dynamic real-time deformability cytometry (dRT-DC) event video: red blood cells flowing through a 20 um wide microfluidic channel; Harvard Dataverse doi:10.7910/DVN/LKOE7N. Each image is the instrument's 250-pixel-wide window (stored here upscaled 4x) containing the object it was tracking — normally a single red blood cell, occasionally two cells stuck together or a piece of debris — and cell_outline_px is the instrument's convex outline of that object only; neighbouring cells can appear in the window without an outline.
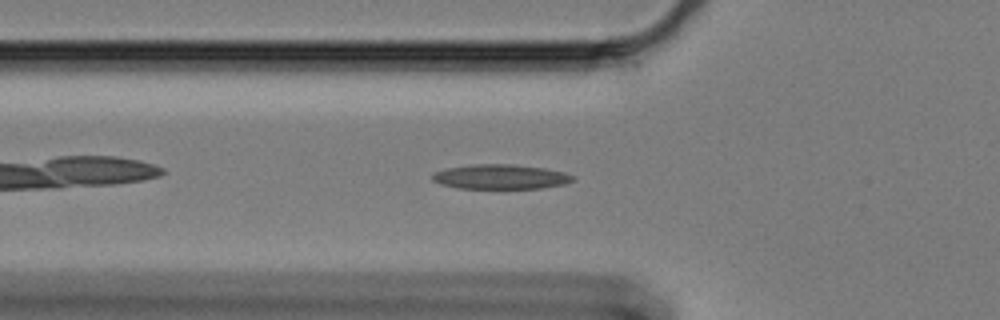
{"species": "Egyptian fruit bat (a non-hibernating species)", "species_latin": "Rousettus aegyptiacus", "temperature_condition": "cold", "stored_images_in_passage": 46, "camera_frame_rate_fps": 3000, "um_per_image_px": 0.085, "animal": {"sex": "female"}, "frame": {"image": 1, "passage_image": 7, "time_ms": 2.0, "image_size_px": [1000, 320], "cell_outline_px": [[576, 180], [564, 184], [540, 188], [456, 188], [440, 184], [432, 180], [432, 176], [436, 172], [448, 168], [472, 164], [512, 164], [544, 168], [564, 172], [572, 176]], "centroid_in_image_um": [42.55, 15.02], "position_along_channel_um": 83.3, "area_um2": 20.06}}
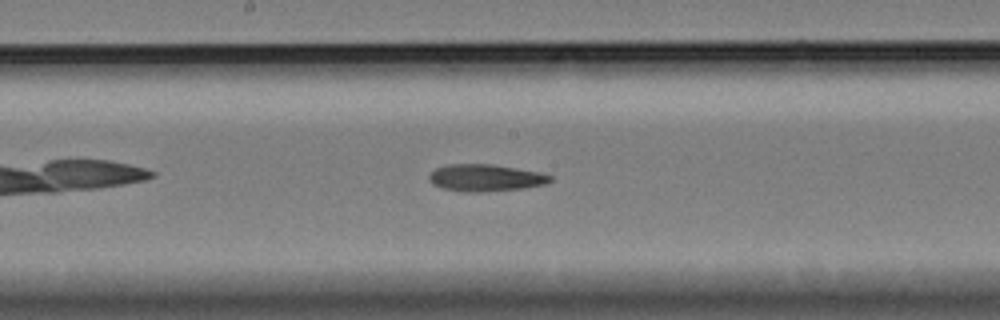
{"frame": {"image": 2, "passage_image": 18, "time_ms": 5.667, "image_size_px": [1000, 320], "cell_outline_px": [[552, 180], [548, 184], [524, 188], [484, 192], [468, 192], [444, 188], [432, 184], [428, 176], [436, 168], [448, 164], [492, 164], [540, 172], [552, 176]], "centroid_in_image_um": [41.31, 15.11], "position_along_channel_um": 206.9, "area_um2": 19.07}}
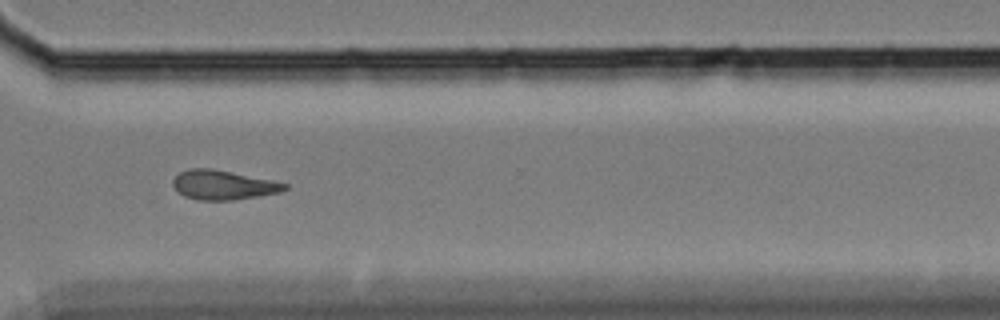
{"frame": {"image": 3, "passage_image": 31, "time_ms": 10.0, "image_size_px": [1000, 320], "cell_outline_px": [[288, 188], [280, 192], [232, 200], [196, 200], [184, 196], [172, 184], [172, 180], [180, 172], [188, 168], [212, 168], [272, 180], [288, 184]], "centroid_in_image_um": [18.95, 15.71], "position_along_channel_um": 351.6, "area_um2": 19.02}}